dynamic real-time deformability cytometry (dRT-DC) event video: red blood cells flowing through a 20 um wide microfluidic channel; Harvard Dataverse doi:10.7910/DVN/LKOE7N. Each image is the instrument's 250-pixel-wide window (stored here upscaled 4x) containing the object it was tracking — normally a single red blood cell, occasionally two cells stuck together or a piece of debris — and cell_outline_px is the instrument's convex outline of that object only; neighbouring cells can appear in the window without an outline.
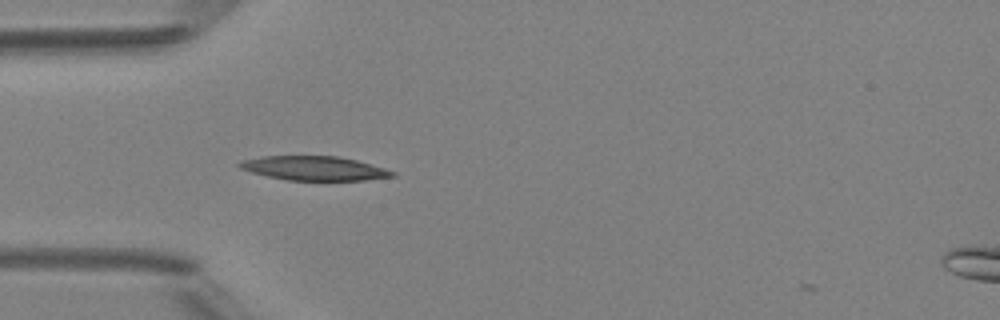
{"species": "Egyptian fruit bat (a non-hibernating species)", "species_latin": "Rousettus aegyptiacus", "temperature_condition": "room temperature", "stored_images_in_passage": 2, "camera_frame_rate_fps": 3000, "um_per_image_px": 0.085, "animal": {"sex": "female"}, "frame": {"image": 1, "passage_image": 1, "time_ms": 0.0, "image_size_px": [1000, 320], "cell_outline_px": [[396, 176], [364, 180], [288, 180], [268, 176], [252, 172], [240, 168], [236, 164], [240, 160], [264, 156], [336, 156], [356, 160], [384, 168], [396, 172]], "centroid_in_image_um": [26.69, 14.3], "position_along_channel_um": 58.3, "area_um2": 21.39}}